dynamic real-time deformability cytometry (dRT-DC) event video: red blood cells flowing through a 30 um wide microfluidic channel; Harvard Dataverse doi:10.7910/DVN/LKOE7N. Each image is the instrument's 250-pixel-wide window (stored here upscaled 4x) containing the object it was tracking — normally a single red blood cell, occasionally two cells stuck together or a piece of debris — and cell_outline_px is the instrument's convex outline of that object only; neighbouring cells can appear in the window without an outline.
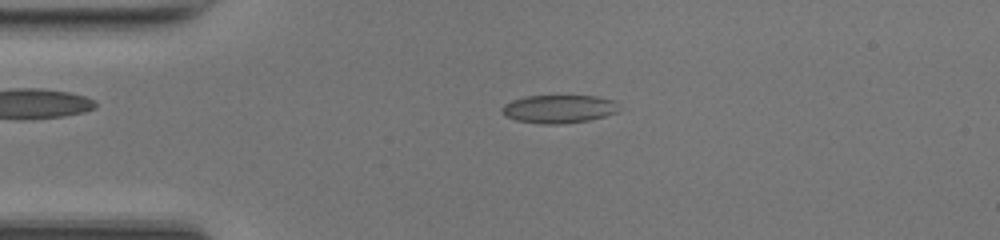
{"species": "common noctule bat (a hibernating species)", "species_latin": "Nyctalus noctula", "temperature_condition": "room temperature", "stored_images_in_passage": 49, "camera_frame_rate_fps": 3000, "um_per_image_px": 0.085, "animal": {"sex": "female", "body_mass_g": 17.0, "forearm_length_mm": 48.0}, "frame": {"image": 1, "passage_image": 11, "time_ms": 3.333, "image_size_px": [1000, 240], "cell_outline_px": [[616, 112], [604, 116], [588, 120], [560, 124], [540, 124], [516, 120], [504, 116], [500, 112], [500, 108], [504, 104], [512, 100], [524, 96], [596, 96], [616, 100]], "centroid_in_image_um": [47.42, 9.26], "position_along_channel_um": 37.6, "area_um2": 19.25}}
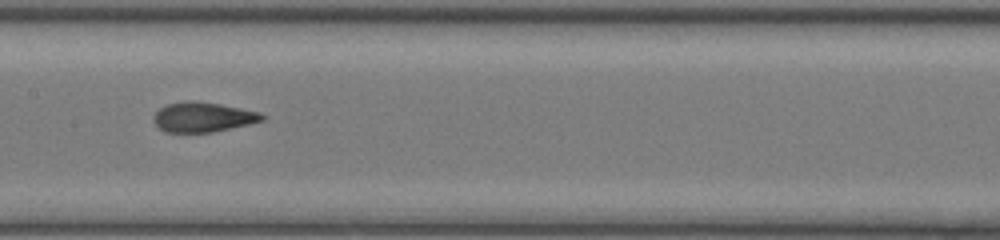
{"frame": {"image": 2, "passage_image": 24, "time_ms": 7.667, "image_size_px": [1000, 240], "cell_outline_px": [[268, 116], [264, 120], [248, 124], [212, 132], [164, 132], [152, 120], [152, 116], [160, 108], [168, 104], [220, 104], [260, 112]], "centroid_in_image_um": [17.29, 10.0], "position_along_channel_um": 190.1, "area_um2": 18.03}}
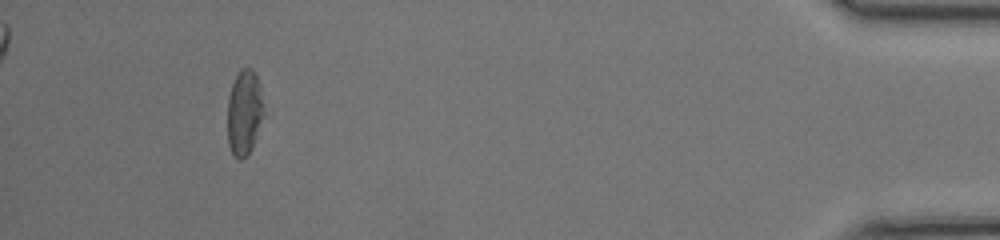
{"frame": {"image": 3, "passage_image": 45, "time_ms": 14.667, "image_size_px": [1000, 240], "cell_outline_px": [[264, 116], [252, 148], [240, 160], [232, 152], [228, 144], [228, 96], [232, 84], [240, 68], [252, 68], [256, 76], [260, 88], [264, 112]], "centroid_in_image_um": [20.77, 9.54], "position_along_channel_um": 414.4, "area_um2": 17.86}, "authors_computed_cell_mechanics": {"area_um2": 19.0162, "velocity_mm_per_s": 4.2395, "shape_relaxation_time_tau1_ms": 9.6535, "shape_relaxation_time_tau2_ms": 1.1421, "deformation_change_tau1": 0.2873, "deformation_change_tau2": 0.0885}}